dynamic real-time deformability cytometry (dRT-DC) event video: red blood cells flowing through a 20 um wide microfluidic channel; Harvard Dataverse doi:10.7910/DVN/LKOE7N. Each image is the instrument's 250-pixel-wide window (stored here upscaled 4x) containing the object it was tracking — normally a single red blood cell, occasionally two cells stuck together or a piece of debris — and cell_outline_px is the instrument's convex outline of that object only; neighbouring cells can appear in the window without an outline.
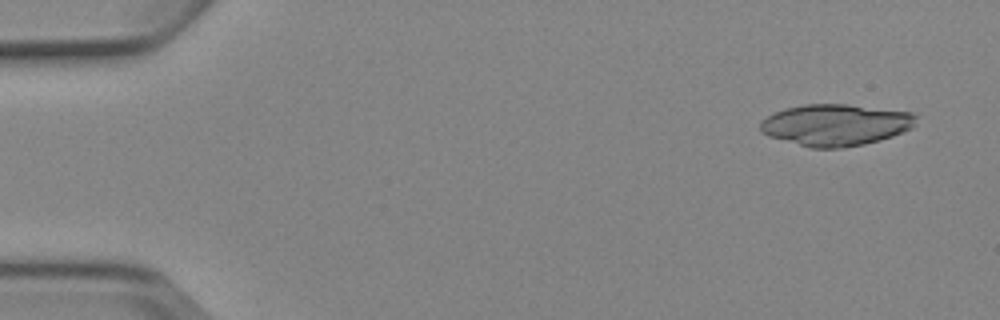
{"species": "Egyptian fruit bat (a non-hibernating species)", "species_latin": "Rousettus aegyptiacus", "temperature_condition": "cold", "stored_images_in_passage": 5, "camera_frame_rate_fps": 3000, "um_per_image_px": 0.085, "animal": {"sex": "female"}, "frame": {"image": 1, "passage_image": 1, "time_ms": 0.0, "image_size_px": [1000, 320], "cell_outline_px": [[916, 124], [912, 128], [904, 132], [880, 140], [864, 144], [840, 148], [812, 148], [768, 136], [760, 132], [760, 120], [784, 108], [804, 104], [844, 104], [912, 112], [916, 116]], "centroid_in_image_um": [71.02, 10.61], "position_along_channel_um": 14.0, "area_um2": 37.8}}
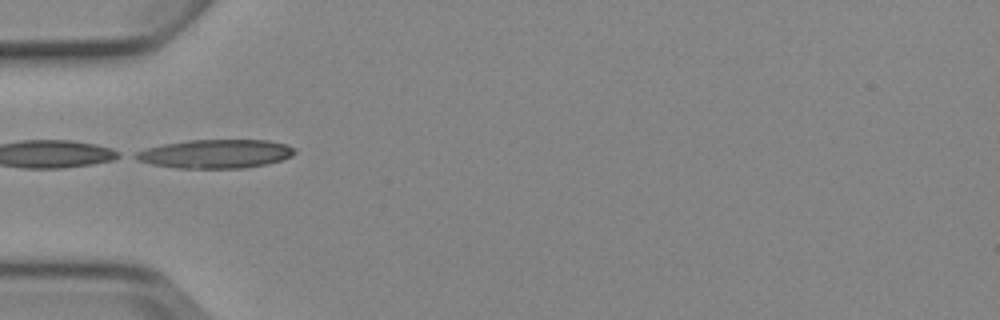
{"frame": {"image": 2, "passage_image": 5, "time_ms": 4.667, "image_size_px": [1000, 320], "cell_outline_px": [[296, 152], [292, 156], [284, 160], [268, 164], [244, 168], [176, 168], [152, 164], [136, 160], [128, 156], [136, 152], [148, 148], [164, 144], [188, 140], [268, 140], [288, 144], [296, 148]], "centroid_in_image_um": [18.35, 13.08], "position_along_channel_um": 66.7, "area_um2": 26.99}}